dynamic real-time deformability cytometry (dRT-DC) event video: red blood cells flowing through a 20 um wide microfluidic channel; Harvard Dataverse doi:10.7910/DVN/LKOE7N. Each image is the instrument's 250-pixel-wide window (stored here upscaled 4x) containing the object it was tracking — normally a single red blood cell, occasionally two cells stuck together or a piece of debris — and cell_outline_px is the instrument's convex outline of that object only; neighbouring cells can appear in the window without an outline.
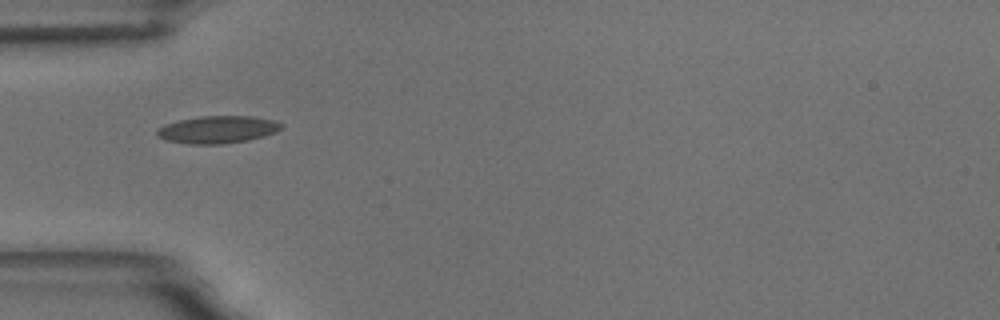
{"species": "common noctule bat (a hibernating species)", "species_latin": "Nyctalus noctula", "temperature_condition": "room temperature", "stored_images_in_passage": 15, "camera_frame_rate_fps": 3000, "um_per_image_px": 0.085, "animal": {"sex": "male", "body_mass_g": 18.8}, "frame": {"image": 1, "passage_image": 5, "time_ms": 5.333, "image_size_px": [1000, 320], "cell_outline_px": [[284, 124], [276, 132], [264, 136], [248, 140], [224, 144], [188, 144], [164, 140], [156, 136], [156, 128], [164, 124], [180, 120], [200, 116], [252, 116], [272, 120]], "centroid_in_image_um": [18.45, 11.02], "position_along_channel_um": 66.6, "area_um2": 20.0}}
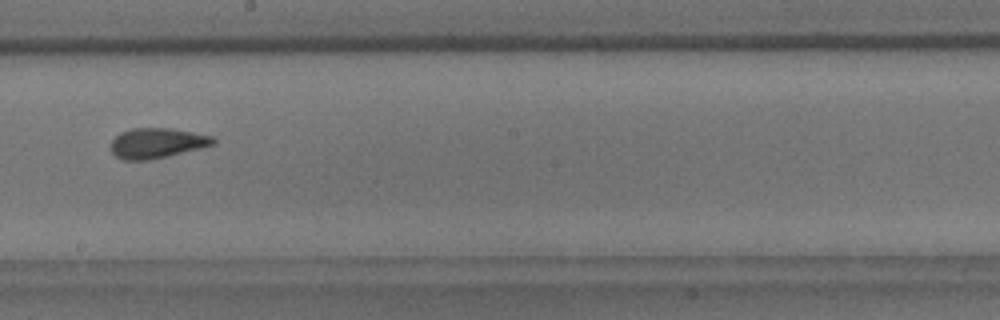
{"frame": {"image": 2, "passage_image": 9, "time_ms": 10.0, "image_size_px": [1000, 320], "cell_outline_px": [[216, 144], [168, 156], [148, 160], [120, 160], [112, 152], [112, 140], [120, 132], [132, 128], [172, 128], [212, 136], [216, 140]], "centroid_in_image_um": [13.34, 12.16], "position_along_channel_um": 234.9, "area_um2": 17.98}, "authors_computed_cell_mechanics": {"area_um2": 17.9758, "velocity_mm_per_s": 3.5963, "shape_relaxation_time_tau1_ms": 2.314, "shape_relaxation_time_tau2_ms": 0.6787, "deformation_change_tau1": 0.1149, "deformation_change_tau2": 0.0616}}